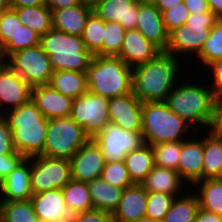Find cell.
<instances>
[{"instance_id":"cell-59","label":"cell","mask_w":222,"mask_h":222,"mask_svg":"<svg viewBox=\"0 0 222 222\" xmlns=\"http://www.w3.org/2000/svg\"><path fill=\"white\" fill-rule=\"evenodd\" d=\"M133 1L138 4L153 3V0H133Z\"/></svg>"},{"instance_id":"cell-29","label":"cell","mask_w":222,"mask_h":222,"mask_svg":"<svg viewBox=\"0 0 222 222\" xmlns=\"http://www.w3.org/2000/svg\"><path fill=\"white\" fill-rule=\"evenodd\" d=\"M133 183L141 184L154 167V158L151 145L145 143L125 155L123 160Z\"/></svg>"},{"instance_id":"cell-24","label":"cell","mask_w":222,"mask_h":222,"mask_svg":"<svg viewBox=\"0 0 222 222\" xmlns=\"http://www.w3.org/2000/svg\"><path fill=\"white\" fill-rule=\"evenodd\" d=\"M93 7L86 4H78L68 8L52 11L53 28L67 34L82 36L86 20Z\"/></svg>"},{"instance_id":"cell-20","label":"cell","mask_w":222,"mask_h":222,"mask_svg":"<svg viewBox=\"0 0 222 222\" xmlns=\"http://www.w3.org/2000/svg\"><path fill=\"white\" fill-rule=\"evenodd\" d=\"M136 29L161 51L166 50L168 32L165 29L161 12L153 3L139 4Z\"/></svg>"},{"instance_id":"cell-3","label":"cell","mask_w":222,"mask_h":222,"mask_svg":"<svg viewBox=\"0 0 222 222\" xmlns=\"http://www.w3.org/2000/svg\"><path fill=\"white\" fill-rule=\"evenodd\" d=\"M1 116L12 130L15 151L25 158L38 156L43 152L48 119L32 100Z\"/></svg>"},{"instance_id":"cell-1","label":"cell","mask_w":222,"mask_h":222,"mask_svg":"<svg viewBox=\"0 0 222 222\" xmlns=\"http://www.w3.org/2000/svg\"><path fill=\"white\" fill-rule=\"evenodd\" d=\"M177 59L161 51L150 61L134 67L131 93L142 103L164 102L183 70L179 71L182 63Z\"/></svg>"},{"instance_id":"cell-13","label":"cell","mask_w":222,"mask_h":222,"mask_svg":"<svg viewBox=\"0 0 222 222\" xmlns=\"http://www.w3.org/2000/svg\"><path fill=\"white\" fill-rule=\"evenodd\" d=\"M38 220L51 222H75L79 212L65 204L62 189L35 193L30 198Z\"/></svg>"},{"instance_id":"cell-58","label":"cell","mask_w":222,"mask_h":222,"mask_svg":"<svg viewBox=\"0 0 222 222\" xmlns=\"http://www.w3.org/2000/svg\"><path fill=\"white\" fill-rule=\"evenodd\" d=\"M0 61H4V46L0 40Z\"/></svg>"},{"instance_id":"cell-23","label":"cell","mask_w":222,"mask_h":222,"mask_svg":"<svg viewBox=\"0 0 222 222\" xmlns=\"http://www.w3.org/2000/svg\"><path fill=\"white\" fill-rule=\"evenodd\" d=\"M147 191L141 184L124 188L118 208L114 211V222H133L146 214Z\"/></svg>"},{"instance_id":"cell-48","label":"cell","mask_w":222,"mask_h":222,"mask_svg":"<svg viewBox=\"0 0 222 222\" xmlns=\"http://www.w3.org/2000/svg\"><path fill=\"white\" fill-rule=\"evenodd\" d=\"M211 130L222 134V95L215 96L214 120Z\"/></svg>"},{"instance_id":"cell-5","label":"cell","mask_w":222,"mask_h":222,"mask_svg":"<svg viewBox=\"0 0 222 222\" xmlns=\"http://www.w3.org/2000/svg\"><path fill=\"white\" fill-rule=\"evenodd\" d=\"M40 46L49 56L54 71L86 72L93 55L85 48L82 36L51 28L40 37Z\"/></svg>"},{"instance_id":"cell-51","label":"cell","mask_w":222,"mask_h":222,"mask_svg":"<svg viewBox=\"0 0 222 222\" xmlns=\"http://www.w3.org/2000/svg\"><path fill=\"white\" fill-rule=\"evenodd\" d=\"M194 222H222V217L199 208Z\"/></svg>"},{"instance_id":"cell-25","label":"cell","mask_w":222,"mask_h":222,"mask_svg":"<svg viewBox=\"0 0 222 222\" xmlns=\"http://www.w3.org/2000/svg\"><path fill=\"white\" fill-rule=\"evenodd\" d=\"M186 183L179 172L154 165L141 185L147 192H160L169 195H183ZM183 188V189H182ZM180 190V191H179Z\"/></svg>"},{"instance_id":"cell-54","label":"cell","mask_w":222,"mask_h":222,"mask_svg":"<svg viewBox=\"0 0 222 222\" xmlns=\"http://www.w3.org/2000/svg\"><path fill=\"white\" fill-rule=\"evenodd\" d=\"M209 9L219 18L222 19V0H207Z\"/></svg>"},{"instance_id":"cell-26","label":"cell","mask_w":222,"mask_h":222,"mask_svg":"<svg viewBox=\"0 0 222 222\" xmlns=\"http://www.w3.org/2000/svg\"><path fill=\"white\" fill-rule=\"evenodd\" d=\"M203 138V179L222 178V134L211 129Z\"/></svg>"},{"instance_id":"cell-32","label":"cell","mask_w":222,"mask_h":222,"mask_svg":"<svg viewBox=\"0 0 222 222\" xmlns=\"http://www.w3.org/2000/svg\"><path fill=\"white\" fill-rule=\"evenodd\" d=\"M192 192V193H191ZM183 196L175 197L162 222H194L200 208L197 195L190 191Z\"/></svg>"},{"instance_id":"cell-40","label":"cell","mask_w":222,"mask_h":222,"mask_svg":"<svg viewBox=\"0 0 222 222\" xmlns=\"http://www.w3.org/2000/svg\"><path fill=\"white\" fill-rule=\"evenodd\" d=\"M175 195L160 192H147V204L145 216L154 220L162 221L170 209Z\"/></svg>"},{"instance_id":"cell-2","label":"cell","mask_w":222,"mask_h":222,"mask_svg":"<svg viewBox=\"0 0 222 222\" xmlns=\"http://www.w3.org/2000/svg\"><path fill=\"white\" fill-rule=\"evenodd\" d=\"M180 79L168 94L164 103L177 115L183 118L191 127L205 126L211 129L214 120L215 94L212 88L186 79ZM190 81V82H189ZM179 82V84H178ZM191 83V84H190ZM194 124V125H193Z\"/></svg>"},{"instance_id":"cell-28","label":"cell","mask_w":222,"mask_h":222,"mask_svg":"<svg viewBox=\"0 0 222 222\" xmlns=\"http://www.w3.org/2000/svg\"><path fill=\"white\" fill-rule=\"evenodd\" d=\"M48 84L64 96L72 99L88 91L86 72L54 71Z\"/></svg>"},{"instance_id":"cell-43","label":"cell","mask_w":222,"mask_h":222,"mask_svg":"<svg viewBox=\"0 0 222 222\" xmlns=\"http://www.w3.org/2000/svg\"><path fill=\"white\" fill-rule=\"evenodd\" d=\"M189 14L188 8L183 2L162 11V20L167 32L186 24Z\"/></svg>"},{"instance_id":"cell-49","label":"cell","mask_w":222,"mask_h":222,"mask_svg":"<svg viewBox=\"0 0 222 222\" xmlns=\"http://www.w3.org/2000/svg\"><path fill=\"white\" fill-rule=\"evenodd\" d=\"M183 3L190 14H202L210 10L207 0H183Z\"/></svg>"},{"instance_id":"cell-36","label":"cell","mask_w":222,"mask_h":222,"mask_svg":"<svg viewBox=\"0 0 222 222\" xmlns=\"http://www.w3.org/2000/svg\"><path fill=\"white\" fill-rule=\"evenodd\" d=\"M154 165L178 172L181 141H171L151 145Z\"/></svg>"},{"instance_id":"cell-47","label":"cell","mask_w":222,"mask_h":222,"mask_svg":"<svg viewBox=\"0 0 222 222\" xmlns=\"http://www.w3.org/2000/svg\"><path fill=\"white\" fill-rule=\"evenodd\" d=\"M75 222H114L112 213L100 210L81 212Z\"/></svg>"},{"instance_id":"cell-22","label":"cell","mask_w":222,"mask_h":222,"mask_svg":"<svg viewBox=\"0 0 222 222\" xmlns=\"http://www.w3.org/2000/svg\"><path fill=\"white\" fill-rule=\"evenodd\" d=\"M139 4L133 0H101L93 11L104 22L119 23L126 30L136 29Z\"/></svg>"},{"instance_id":"cell-34","label":"cell","mask_w":222,"mask_h":222,"mask_svg":"<svg viewBox=\"0 0 222 222\" xmlns=\"http://www.w3.org/2000/svg\"><path fill=\"white\" fill-rule=\"evenodd\" d=\"M0 222H38L31 200L0 201Z\"/></svg>"},{"instance_id":"cell-27","label":"cell","mask_w":222,"mask_h":222,"mask_svg":"<svg viewBox=\"0 0 222 222\" xmlns=\"http://www.w3.org/2000/svg\"><path fill=\"white\" fill-rule=\"evenodd\" d=\"M88 189L94 210L114 213L123 193L122 188L105 182L102 178L88 182Z\"/></svg>"},{"instance_id":"cell-16","label":"cell","mask_w":222,"mask_h":222,"mask_svg":"<svg viewBox=\"0 0 222 222\" xmlns=\"http://www.w3.org/2000/svg\"><path fill=\"white\" fill-rule=\"evenodd\" d=\"M110 122L130 132L142 130V102L132 93L109 98Z\"/></svg>"},{"instance_id":"cell-30","label":"cell","mask_w":222,"mask_h":222,"mask_svg":"<svg viewBox=\"0 0 222 222\" xmlns=\"http://www.w3.org/2000/svg\"><path fill=\"white\" fill-rule=\"evenodd\" d=\"M191 187L197 188V191L199 189L194 193L200 208L222 217V178L199 180Z\"/></svg>"},{"instance_id":"cell-31","label":"cell","mask_w":222,"mask_h":222,"mask_svg":"<svg viewBox=\"0 0 222 222\" xmlns=\"http://www.w3.org/2000/svg\"><path fill=\"white\" fill-rule=\"evenodd\" d=\"M17 13L20 22L40 36L49 31L52 25V11L46 5L12 8Z\"/></svg>"},{"instance_id":"cell-14","label":"cell","mask_w":222,"mask_h":222,"mask_svg":"<svg viewBox=\"0 0 222 222\" xmlns=\"http://www.w3.org/2000/svg\"><path fill=\"white\" fill-rule=\"evenodd\" d=\"M31 88L5 61H0V116L28 103Z\"/></svg>"},{"instance_id":"cell-12","label":"cell","mask_w":222,"mask_h":222,"mask_svg":"<svg viewBox=\"0 0 222 222\" xmlns=\"http://www.w3.org/2000/svg\"><path fill=\"white\" fill-rule=\"evenodd\" d=\"M93 140L100 147L106 162L123 161L125 155L145 144L141 132H130L109 122Z\"/></svg>"},{"instance_id":"cell-11","label":"cell","mask_w":222,"mask_h":222,"mask_svg":"<svg viewBox=\"0 0 222 222\" xmlns=\"http://www.w3.org/2000/svg\"><path fill=\"white\" fill-rule=\"evenodd\" d=\"M71 180L70 160L43 155L31 157L32 194L61 189Z\"/></svg>"},{"instance_id":"cell-56","label":"cell","mask_w":222,"mask_h":222,"mask_svg":"<svg viewBox=\"0 0 222 222\" xmlns=\"http://www.w3.org/2000/svg\"><path fill=\"white\" fill-rule=\"evenodd\" d=\"M101 0H81L82 4H86L89 5L91 7H94L98 2H100Z\"/></svg>"},{"instance_id":"cell-60","label":"cell","mask_w":222,"mask_h":222,"mask_svg":"<svg viewBox=\"0 0 222 222\" xmlns=\"http://www.w3.org/2000/svg\"><path fill=\"white\" fill-rule=\"evenodd\" d=\"M38 222H51V221H45V220L43 221V220H38Z\"/></svg>"},{"instance_id":"cell-41","label":"cell","mask_w":222,"mask_h":222,"mask_svg":"<svg viewBox=\"0 0 222 222\" xmlns=\"http://www.w3.org/2000/svg\"><path fill=\"white\" fill-rule=\"evenodd\" d=\"M101 178L108 184L122 189L134 184L123 161L106 162Z\"/></svg>"},{"instance_id":"cell-7","label":"cell","mask_w":222,"mask_h":222,"mask_svg":"<svg viewBox=\"0 0 222 222\" xmlns=\"http://www.w3.org/2000/svg\"><path fill=\"white\" fill-rule=\"evenodd\" d=\"M218 19L211 10L202 14H189L186 24L168 33V44L164 52L176 58L180 54L196 58Z\"/></svg>"},{"instance_id":"cell-39","label":"cell","mask_w":222,"mask_h":222,"mask_svg":"<svg viewBox=\"0 0 222 222\" xmlns=\"http://www.w3.org/2000/svg\"><path fill=\"white\" fill-rule=\"evenodd\" d=\"M40 35L31 28L22 25L15 35L4 45V60L12 53L40 45Z\"/></svg>"},{"instance_id":"cell-44","label":"cell","mask_w":222,"mask_h":222,"mask_svg":"<svg viewBox=\"0 0 222 222\" xmlns=\"http://www.w3.org/2000/svg\"><path fill=\"white\" fill-rule=\"evenodd\" d=\"M25 157L15 151L11 154L0 155V183L11 173L12 170L24 159Z\"/></svg>"},{"instance_id":"cell-33","label":"cell","mask_w":222,"mask_h":222,"mask_svg":"<svg viewBox=\"0 0 222 222\" xmlns=\"http://www.w3.org/2000/svg\"><path fill=\"white\" fill-rule=\"evenodd\" d=\"M62 189L65 204L79 213L93 209L88 183L71 179Z\"/></svg>"},{"instance_id":"cell-57","label":"cell","mask_w":222,"mask_h":222,"mask_svg":"<svg viewBox=\"0 0 222 222\" xmlns=\"http://www.w3.org/2000/svg\"><path fill=\"white\" fill-rule=\"evenodd\" d=\"M133 222H162V221L154 220L145 216Z\"/></svg>"},{"instance_id":"cell-21","label":"cell","mask_w":222,"mask_h":222,"mask_svg":"<svg viewBox=\"0 0 222 222\" xmlns=\"http://www.w3.org/2000/svg\"><path fill=\"white\" fill-rule=\"evenodd\" d=\"M31 157L24 158L0 183V201L29 200L31 198Z\"/></svg>"},{"instance_id":"cell-50","label":"cell","mask_w":222,"mask_h":222,"mask_svg":"<svg viewBox=\"0 0 222 222\" xmlns=\"http://www.w3.org/2000/svg\"><path fill=\"white\" fill-rule=\"evenodd\" d=\"M81 4V0H46V6L51 10H59Z\"/></svg>"},{"instance_id":"cell-19","label":"cell","mask_w":222,"mask_h":222,"mask_svg":"<svg viewBox=\"0 0 222 222\" xmlns=\"http://www.w3.org/2000/svg\"><path fill=\"white\" fill-rule=\"evenodd\" d=\"M194 138V139H193ZM189 137L181 141V153L179 156L178 172L181 178L192 186L195 182L202 180L203 168V139Z\"/></svg>"},{"instance_id":"cell-9","label":"cell","mask_w":222,"mask_h":222,"mask_svg":"<svg viewBox=\"0 0 222 222\" xmlns=\"http://www.w3.org/2000/svg\"><path fill=\"white\" fill-rule=\"evenodd\" d=\"M108 106L109 98L88 90L73 99L70 117L83 128L90 139H93L110 122Z\"/></svg>"},{"instance_id":"cell-45","label":"cell","mask_w":222,"mask_h":222,"mask_svg":"<svg viewBox=\"0 0 222 222\" xmlns=\"http://www.w3.org/2000/svg\"><path fill=\"white\" fill-rule=\"evenodd\" d=\"M15 152L13 145L12 130L7 122L0 116V155L11 154Z\"/></svg>"},{"instance_id":"cell-6","label":"cell","mask_w":222,"mask_h":222,"mask_svg":"<svg viewBox=\"0 0 222 222\" xmlns=\"http://www.w3.org/2000/svg\"><path fill=\"white\" fill-rule=\"evenodd\" d=\"M142 130L149 145L188 139L191 126L174 113L164 102L142 103ZM186 134V136H185Z\"/></svg>"},{"instance_id":"cell-35","label":"cell","mask_w":222,"mask_h":222,"mask_svg":"<svg viewBox=\"0 0 222 222\" xmlns=\"http://www.w3.org/2000/svg\"><path fill=\"white\" fill-rule=\"evenodd\" d=\"M104 29L105 22L92 11L86 20L82 34L85 48L92 55L103 56Z\"/></svg>"},{"instance_id":"cell-8","label":"cell","mask_w":222,"mask_h":222,"mask_svg":"<svg viewBox=\"0 0 222 222\" xmlns=\"http://www.w3.org/2000/svg\"><path fill=\"white\" fill-rule=\"evenodd\" d=\"M89 139L71 117L51 118L48 119L46 141L40 155L70 160Z\"/></svg>"},{"instance_id":"cell-38","label":"cell","mask_w":222,"mask_h":222,"mask_svg":"<svg viewBox=\"0 0 222 222\" xmlns=\"http://www.w3.org/2000/svg\"><path fill=\"white\" fill-rule=\"evenodd\" d=\"M126 29L113 21L105 22L103 56H116L121 49Z\"/></svg>"},{"instance_id":"cell-46","label":"cell","mask_w":222,"mask_h":222,"mask_svg":"<svg viewBox=\"0 0 222 222\" xmlns=\"http://www.w3.org/2000/svg\"><path fill=\"white\" fill-rule=\"evenodd\" d=\"M207 67L211 70L212 76L209 79H212L213 82L209 83L212 88L215 96L222 95V58L215 60L210 63Z\"/></svg>"},{"instance_id":"cell-55","label":"cell","mask_w":222,"mask_h":222,"mask_svg":"<svg viewBox=\"0 0 222 222\" xmlns=\"http://www.w3.org/2000/svg\"><path fill=\"white\" fill-rule=\"evenodd\" d=\"M11 8L9 0H0V14Z\"/></svg>"},{"instance_id":"cell-52","label":"cell","mask_w":222,"mask_h":222,"mask_svg":"<svg viewBox=\"0 0 222 222\" xmlns=\"http://www.w3.org/2000/svg\"><path fill=\"white\" fill-rule=\"evenodd\" d=\"M11 8L46 5V0H9Z\"/></svg>"},{"instance_id":"cell-4","label":"cell","mask_w":222,"mask_h":222,"mask_svg":"<svg viewBox=\"0 0 222 222\" xmlns=\"http://www.w3.org/2000/svg\"><path fill=\"white\" fill-rule=\"evenodd\" d=\"M133 68L117 56L93 55L86 71L88 90L114 98L131 93Z\"/></svg>"},{"instance_id":"cell-17","label":"cell","mask_w":222,"mask_h":222,"mask_svg":"<svg viewBox=\"0 0 222 222\" xmlns=\"http://www.w3.org/2000/svg\"><path fill=\"white\" fill-rule=\"evenodd\" d=\"M31 100L47 119L70 117L73 99L49 84L33 86Z\"/></svg>"},{"instance_id":"cell-10","label":"cell","mask_w":222,"mask_h":222,"mask_svg":"<svg viewBox=\"0 0 222 222\" xmlns=\"http://www.w3.org/2000/svg\"><path fill=\"white\" fill-rule=\"evenodd\" d=\"M31 87L48 84L53 70L40 45L18 50L4 60Z\"/></svg>"},{"instance_id":"cell-53","label":"cell","mask_w":222,"mask_h":222,"mask_svg":"<svg viewBox=\"0 0 222 222\" xmlns=\"http://www.w3.org/2000/svg\"><path fill=\"white\" fill-rule=\"evenodd\" d=\"M181 2H183V0H153V4L159 9L160 12L167 10Z\"/></svg>"},{"instance_id":"cell-18","label":"cell","mask_w":222,"mask_h":222,"mask_svg":"<svg viewBox=\"0 0 222 222\" xmlns=\"http://www.w3.org/2000/svg\"><path fill=\"white\" fill-rule=\"evenodd\" d=\"M161 50L138 29L126 30L120 52L116 55L134 68L155 58Z\"/></svg>"},{"instance_id":"cell-15","label":"cell","mask_w":222,"mask_h":222,"mask_svg":"<svg viewBox=\"0 0 222 222\" xmlns=\"http://www.w3.org/2000/svg\"><path fill=\"white\" fill-rule=\"evenodd\" d=\"M105 163L100 147L89 139L70 159L71 179L88 183L101 178Z\"/></svg>"},{"instance_id":"cell-42","label":"cell","mask_w":222,"mask_h":222,"mask_svg":"<svg viewBox=\"0 0 222 222\" xmlns=\"http://www.w3.org/2000/svg\"><path fill=\"white\" fill-rule=\"evenodd\" d=\"M22 23L14 9L9 8L0 14V40L4 46L11 38H15Z\"/></svg>"},{"instance_id":"cell-37","label":"cell","mask_w":222,"mask_h":222,"mask_svg":"<svg viewBox=\"0 0 222 222\" xmlns=\"http://www.w3.org/2000/svg\"><path fill=\"white\" fill-rule=\"evenodd\" d=\"M206 67L217 59L222 58V19H218L211 28L208 39L201 52L196 56Z\"/></svg>"}]
</instances>
